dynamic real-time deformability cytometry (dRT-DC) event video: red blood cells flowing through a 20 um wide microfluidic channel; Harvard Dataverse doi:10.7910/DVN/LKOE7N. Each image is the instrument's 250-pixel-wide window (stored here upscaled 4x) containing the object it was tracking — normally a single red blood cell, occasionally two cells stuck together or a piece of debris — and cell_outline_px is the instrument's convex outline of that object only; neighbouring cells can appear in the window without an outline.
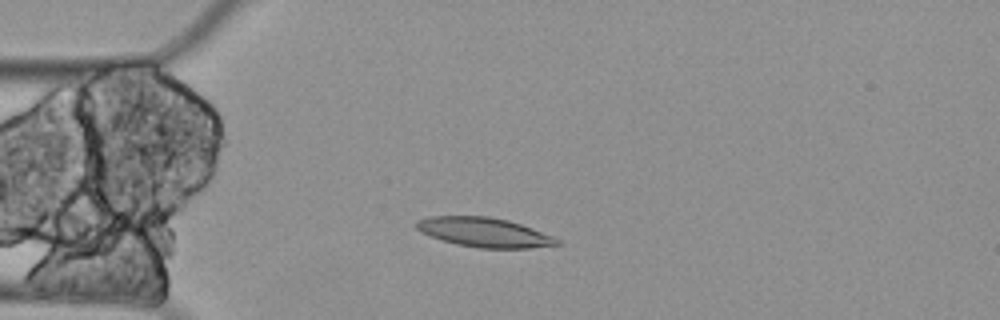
{"species": "Egyptian fruit bat (a non-hibernating species)", "species_latin": "Rousettus aegyptiacus", "temperature_condition": "cold", "stored_images_in_passage": 8, "camera_frame_rate_fps": 3000, "um_per_image_px": 0.085, "animal": {"sex": "female"}, "frame": {"image": 1, "passage_image": 4, "time_ms": 1.0, "image_size_px": [1000, 320], "cell_outline_px": [[560, 244], [528, 248], [480, 248], [456, 244], [440, 240], [420, 232], [412, 224], [416, 220], [432, 216], [488, 216], [508, 220], [520, 224], [552, 236], [560, 240]], "centroid_in_image_um": [41.08, 19.74], "position_along_channel_um": 43.9, "area_um2": 24.1}}
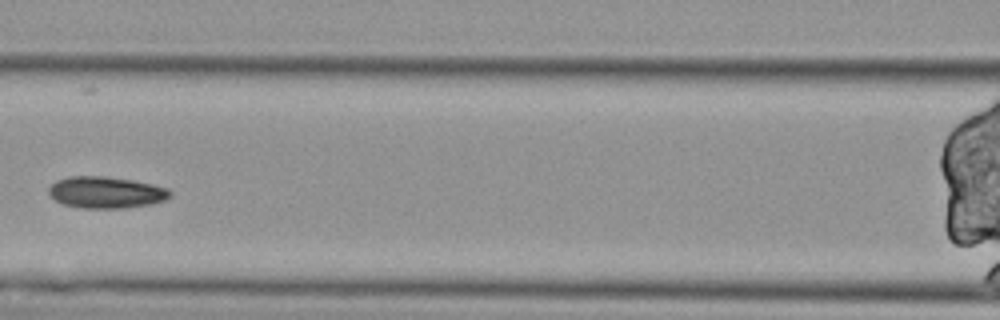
{"frame": {"image": 2, "passage_image": 7, "time_ms": 2.0, "image_size_px": [1000, 320], "cell_outline_px": [[172, 196], [164, 200], [152, 204], [124, 208], [80, 208], [64, 204], [56, 200], [48, 192], [48, 188], [56, 180], [68, 176], [104, 176], [132, 180], [152, 184], [168, 188], [172, 192]], "centroid_in_image_um": [9.03, 16.35], "position_along_channel_um": 157.6, "area_um2": 22.43}}
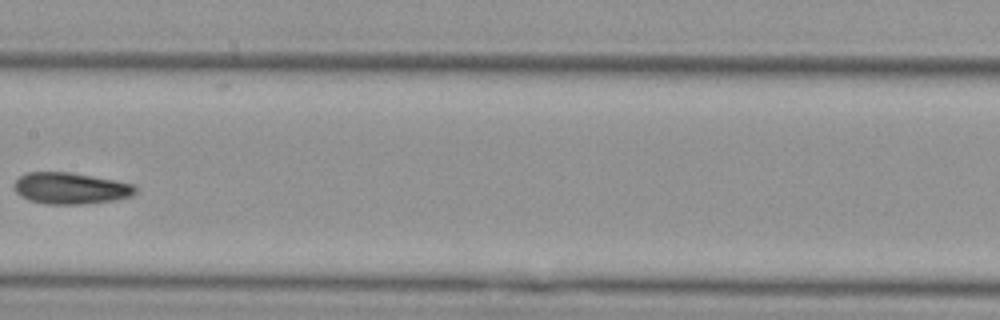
{"frame": {"image": 3, "passage_image": 8, "time_ms": 2.333, "image_size_px": [1000, 320], "cell_outline_px": [[136, 192], [132, 196], [116, 200], [84, 204], [44, 204], [28, 200], [20, 196], [16, 192], [16, 180], [20, 176], [28, 172], [68, 172], [116, 180], [136, 184]], "centroid_in_image_um": [6.04, 16.01], "position_along_channel_um": 201.4, "area_um2": 22.31}}